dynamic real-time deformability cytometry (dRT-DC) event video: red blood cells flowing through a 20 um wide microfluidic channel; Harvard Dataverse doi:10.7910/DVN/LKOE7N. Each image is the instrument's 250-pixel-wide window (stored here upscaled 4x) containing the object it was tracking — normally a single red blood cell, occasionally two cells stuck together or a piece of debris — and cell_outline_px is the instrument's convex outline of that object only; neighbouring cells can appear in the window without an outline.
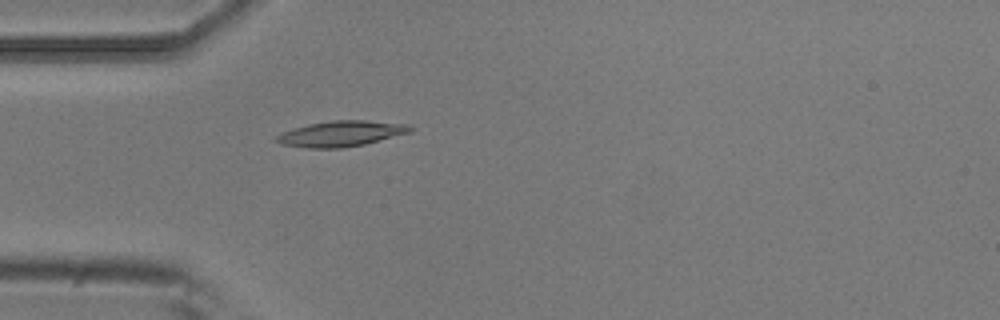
{"species": "common noctule bat (a hibernating species)", "species_latin": "Nyctalus noctula", "temperature_condition": "room temperature", "stored_images_in_passage": 3, "camera_frame_rate_fps": 3000, "um_per_image_px": 0.085, "animal": {"sex": "male", "body_mass_g": 20.5, "forearm_length_mm": 52.5}, "frame": {"image": 1, "passage_image": 3, "time_ms": 0.667, "image_size_px": [1000, 320], "cell_outline_px": [[416, 128], [412, 132], [364, 144], [340, 148], [308, 148], [280, 144], [272, 140], [280, 132], [292, 128], [308, 124], [332, 120], [364, 120], [408, 124]], "centroid_in_image_um": [28.97, 11.36], "position_along_channel_um": 56.0, "area_um2": 20.23}}